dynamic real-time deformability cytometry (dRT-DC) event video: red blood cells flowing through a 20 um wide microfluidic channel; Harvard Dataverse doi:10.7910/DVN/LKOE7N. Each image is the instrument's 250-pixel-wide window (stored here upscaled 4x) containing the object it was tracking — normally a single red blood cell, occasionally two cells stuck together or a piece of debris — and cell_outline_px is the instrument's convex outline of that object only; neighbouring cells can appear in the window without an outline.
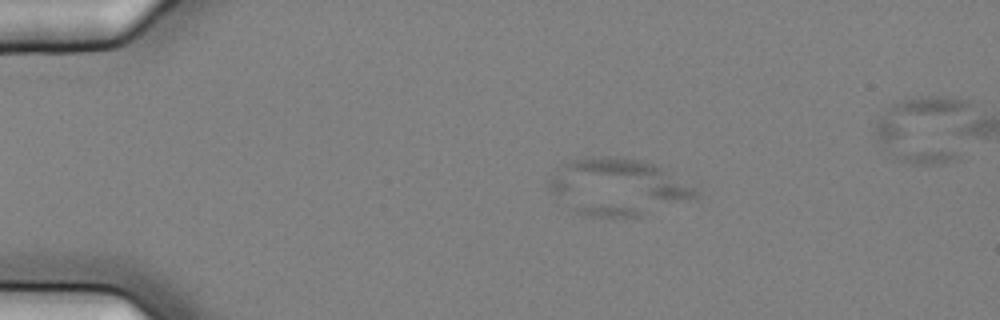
{"species": "common noctule bat (a hibernating species)", "species_latin": "Nyctalus noctula", "temperature_condition": "cold", "stored_images_in_passage": 20, "camera_frame_rate_fps": 3000, "um_per_image_px": 0.085, "animal": {"sex": "female", "body_mass_g": 25.1}, "frame": {"image": 1, "passage_image": 14, "time_ms": 4.333, "image_size_px": [1000, 320], "cell_outline_px": [[696, 200], [668, 200], [552, 188], [548, 184], [548, 180], [556, 168], [572, 160], [584, 156], [616, 156], [644, 160], [656, 164], [692, 188], [696, 192]], "centroid_in_image_um": [52.72, 15.17], "position_along_channel_um": 32.3, "area_um2": 32.37}}